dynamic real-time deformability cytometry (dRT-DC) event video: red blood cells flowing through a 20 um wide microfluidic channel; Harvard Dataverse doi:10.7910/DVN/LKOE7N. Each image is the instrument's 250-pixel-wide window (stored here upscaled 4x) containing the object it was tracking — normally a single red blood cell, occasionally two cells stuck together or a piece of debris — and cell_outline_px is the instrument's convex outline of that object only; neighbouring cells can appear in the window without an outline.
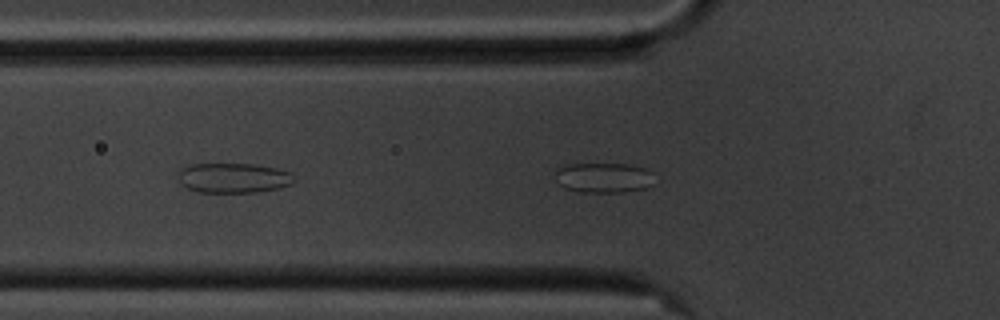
{"species": "common noctule bat (a hibernating species)", "species_latin": "Nyctalus noctula", "temperature_condition": "cold", "stored_images_in_passage": 44, "camera_frame_rate_fps": 3000, "um_per_image_px": 0.085, "animal": {"sex": "male", "body_mass_g": 20.1, "forearm_length_mm": 53.5}, "frame": {"image": 1, "passage_image": 5, "time_ms": 1.333, "image_size_px": [1000, 320], "cell_outline_px": [[652, 184], [648, 188], [624, 192], [580, 192], [564, 188], [560, 184], [556, 172], [556, 168], [568, 164], [632, 164], [644, 168], [652, 172]], "centroid_in_image_um": [51.34, 15.1], "position_along_channel_um": 74.5, "area_um2": 17.4}}
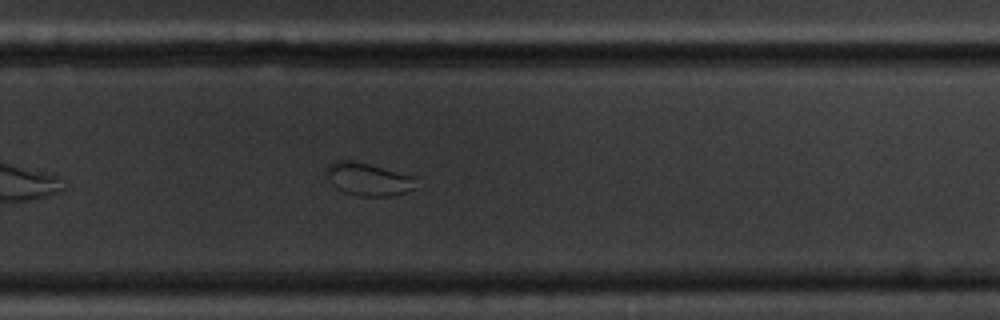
{"frame": {"image": 2, "passage_image": 24, "time_ms": 7.667, "image_size_px": [1000, 320], "cell_outline_px": [[416, 188], [392, 196], [360, 196], [344, 192], [336, 188], [332, 184], [328, 176], [328, 164], [336, 160], [352, 160], [416, 176]], "centroid_in_image_um": [31.34, 15.23], "position_along_channel_um": 298.5, "area_um2": 17.05}}
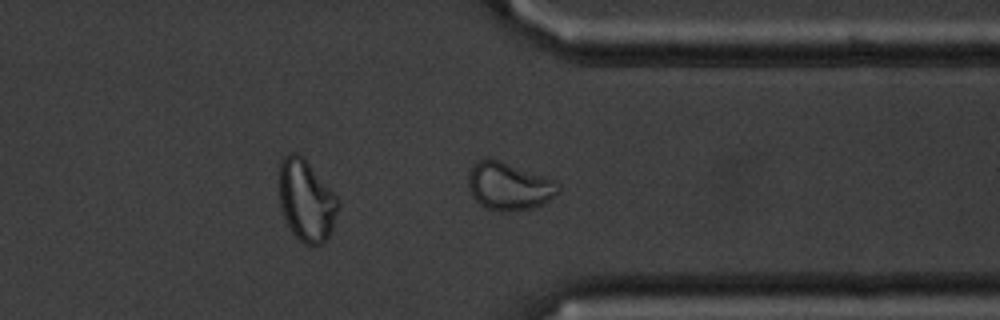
{"frame": {"image": 3, "passage_image": 30, "time_ms": 9.667, "image_size_px": [1000, 320], "cell_outline_px": [[560, 188], [556, 196], [544, 204], [532, 208], [512, 212], [488, 208], [480, 204], [472, 196], [468, 188], [468, 176], [472, 168], [480, 160], [488, 156], [500, 160], [556, 180], [560, 184]], "centroid_in_image_um": [43.3, 15.82], "position_along_channel_um": 368.1, "area_um2": 25.2}}